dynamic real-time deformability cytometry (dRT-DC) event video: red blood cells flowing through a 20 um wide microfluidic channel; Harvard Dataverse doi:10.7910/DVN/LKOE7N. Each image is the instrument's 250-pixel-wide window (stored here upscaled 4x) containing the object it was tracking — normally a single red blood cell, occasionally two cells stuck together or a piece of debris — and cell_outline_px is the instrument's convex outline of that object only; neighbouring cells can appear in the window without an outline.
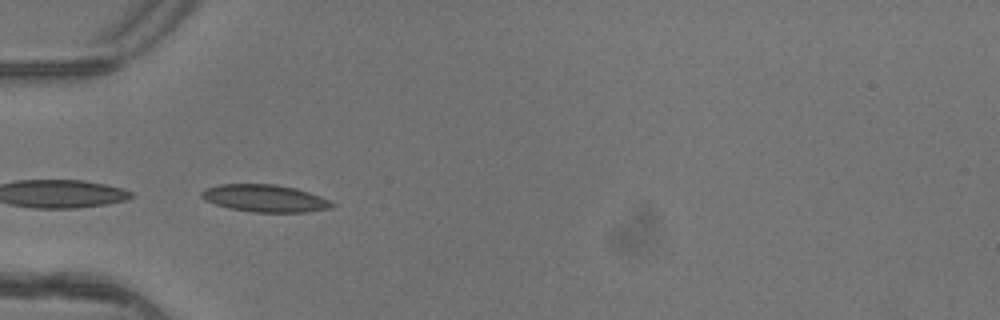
{"species": "common noctule bat (a hibernating species)", "species_latin": "Nyctalus noctula", "temperature_condition": "warm", "stored_images_in_passage": 7, "camera_frame_rate_fps": 3000, "um_per_image_px": 0.085, "animal": {"sex": "female"}, "frame": {"image": 1, "passage_image": 5, "time_ms": 1.333, "image_size_px": [1000, 320], "cell_outline_px": [[336, 204], [332, 208], [304, 212], [256, 212], [228, 208], [204, 200], [200, 196], [200, 192], [208, 188], [220, 184], [276, 184], [296, 188], [320, 196]], "centroid_in_image_um": [22.52, 16.85], "position_along_channel_um": 62.5, "area_um2": 20.69}}
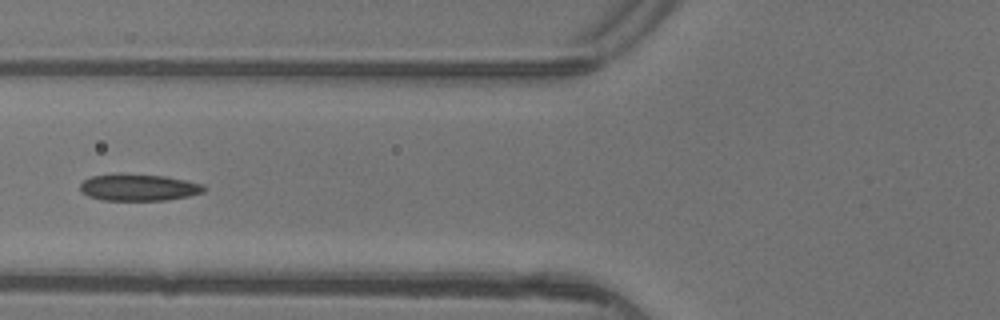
{"frame": {"image": 2, "passage_image": 6, "time_ms": 1.667, "image_size_px": [1000, 320], "cell_outline_px": [[208, 188], [204, 192], [188, 196], [168, 200], [104, 200], [88, 196], [80, 192], [80, 184], [84, 180], [92, 176], [116, 172], [164, 176], [204, 184]], "centroid_in_image_um": [11.77, 15.91], "position_along_channel_um": 114.0, "area_um2": 19.65}}
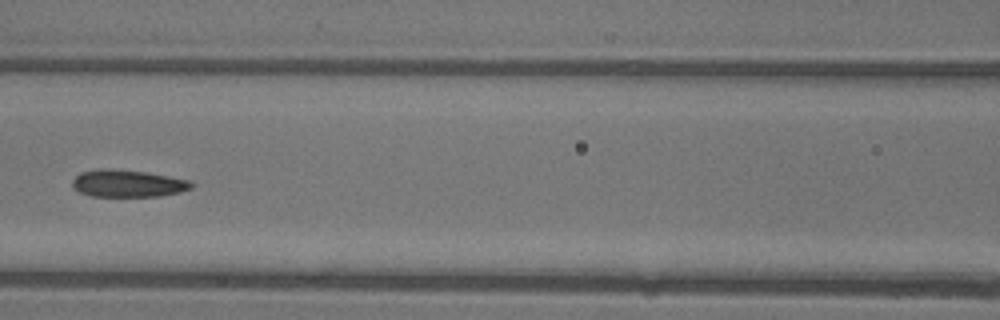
{"frame": {"image": 3, "passage_image": 7, "time_ms": 2.0, "image_size_px": [1000, 320], "cell_outline_px": [[192, 188], [180, 192], [160, 196], [92, 196], [80, 192], [72, 188], [72, 180], [80, 172], [100, 168], [144, 172], [192, 180]], "centroid_in_image_um": [10.85, 15.6], "position_along_channel_um": 155.8, "area_um2": 18.79}}